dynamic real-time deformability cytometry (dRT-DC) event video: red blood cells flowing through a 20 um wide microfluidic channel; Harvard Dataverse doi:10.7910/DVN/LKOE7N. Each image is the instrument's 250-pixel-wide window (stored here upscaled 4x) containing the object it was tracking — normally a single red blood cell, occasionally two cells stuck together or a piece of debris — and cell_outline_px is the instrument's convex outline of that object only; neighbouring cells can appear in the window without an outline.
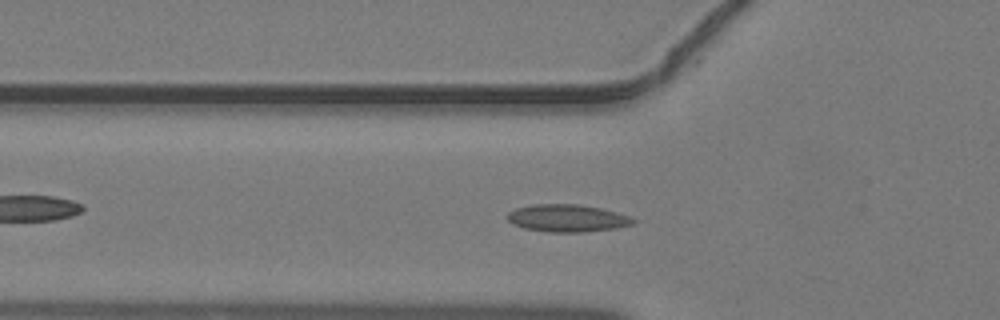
{"species": "common noctule bat (a hibernating species)", "species_latin": "Nyctalus noctula", "temperature_condition": "warm", "stored_images_in_passage": 37, "camera_frame_rate_fps": 3000, "um_per_image_px": 0.085, "animal": {"sex": "male", "body_mass_g": 19.2, "forearm_length_mm": 51.8}, "frame": {"image": 1, "passage_image": 13, "time_ms": 4.0, "image_size_px": [1000, 320], "cell_outline_px": [[636, 224], [616, 228], [584, 232], [548, 232], [524, 228], [512, 224], [508, 220], [508, 212], [516, 208], [532, 204], [580, 204], [600, 208], [616, 212], [628, 216], [636, 220]], "centroid_in_image_um": [48.22, 18.54], "position_along_channel_um": 77.6, "area_um2": 20.17}}
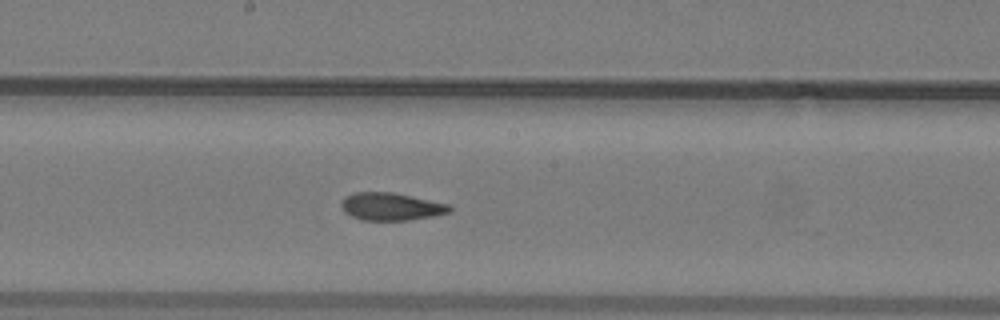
{"frame": {"image": 2, "passage_image": 22, "time_ms": 7.0, "image_size_px": [1000, 320], "cell_outline_px": [[452, 212], [432, 216], [408, 220], [360, 220], [344, 212], [340, 204], [348, 196], [356, 192], [392, 192], [448, 204], [452, 208]], "centroid_in_image_um": [33.25, 17.57], "position_along_channel_um": 215.0, "area_um2": 17.22}}
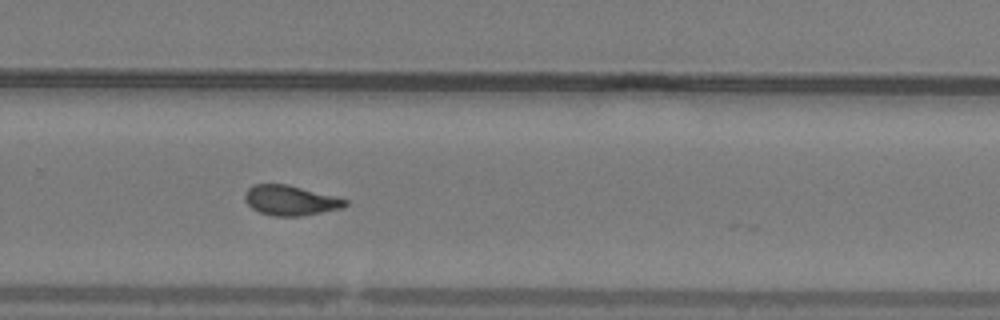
{"frame": {"image": 3, "passage_image": 28, "time_ms": 9.0, "image_size_px": [1000, 320], "cell_outline_px": [[348, 204], [344, 208], [304, 216], [272, 216], [260, 212], [252, 208], [244, 200], [244, 192], [252, 184], [288, 184], [348, 200]], "centroid_in_image_um": [24.67, 17.04], "position_along_channel_um": 305.1, "area_um2": 17.69}}